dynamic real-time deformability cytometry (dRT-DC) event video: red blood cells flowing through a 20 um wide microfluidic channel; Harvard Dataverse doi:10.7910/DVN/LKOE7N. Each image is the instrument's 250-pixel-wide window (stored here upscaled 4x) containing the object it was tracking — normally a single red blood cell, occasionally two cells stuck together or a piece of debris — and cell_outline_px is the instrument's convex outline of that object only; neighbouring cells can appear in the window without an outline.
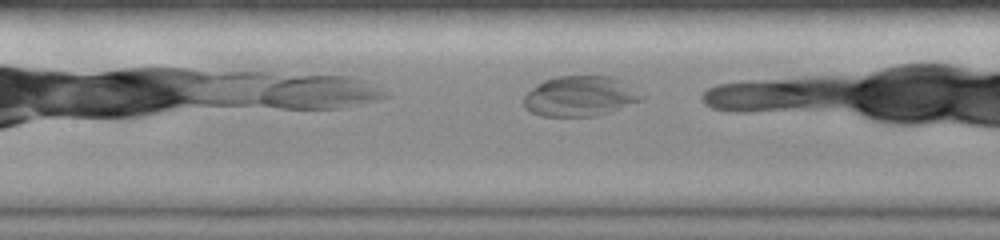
{"species": "common noctule bat (a hibernating species)", "species_latin": "Nyctalus noctula", "temperature_condition": "room temperature", "stored_images_in_passage": 26, "camera_frame_rate_fps": 3000, "um_per_image_px": 0.085, "animal": {"sex": "female", "body_mass_g": 19.0, "forearm_length_mm": 51.5}, "frame": {"image": 1, "passage_image": 8, "time_ms": 2.333, "image_size_px": [1000, 240], "cell_outline_px": [[644, 100], [596, 116], [540, 116], [524, 108], [524, 96], [536, 84], [544, 80], [556, 76], [612, 76], [620, 80], [644, 96]], "centroid_in_image_um": [49.28, 8.18], "position_along_channel_um": 158.1, "area_um2": 27.51}}